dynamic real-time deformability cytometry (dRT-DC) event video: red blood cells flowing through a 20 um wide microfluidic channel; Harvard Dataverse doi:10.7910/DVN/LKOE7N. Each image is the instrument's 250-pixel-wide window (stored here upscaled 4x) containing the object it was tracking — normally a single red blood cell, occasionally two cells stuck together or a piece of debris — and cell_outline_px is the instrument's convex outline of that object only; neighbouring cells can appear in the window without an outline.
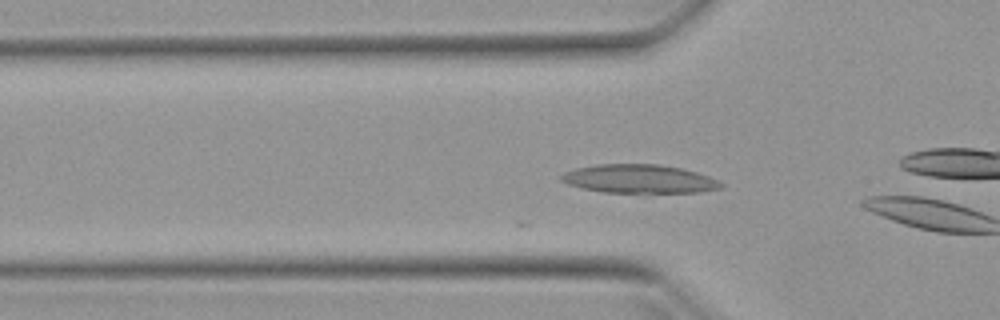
{"species": "Egyptian fruit bat (a non-hibernating species)", "species_latin": "Rousettus aegyptiacus", "temperature_condition": "warm", "stored_images_in_passage": 11, "camera_frame_rate_fps": 3000, "um_per_image_px": 0.085, "animal": {"sex": "female"}, "frame": {"image": 1, "passage_image": 2, "time_ms": 0.333, "image_size_px": [1000, 320], "cell_outline_px": [[724, 184], [720, 188], [700, 192], [604, 192], [584, 188], [568, 184], [560, 180], [560, 176], [564, 172], [576, 168], [596, 164], [656, 164], [680, 168], [696, 172], [708, 176]], "centroid_in_image_um": [54.3, 15.2], "position_along_channel_um": 71.5, "area_um2": 26.3}}
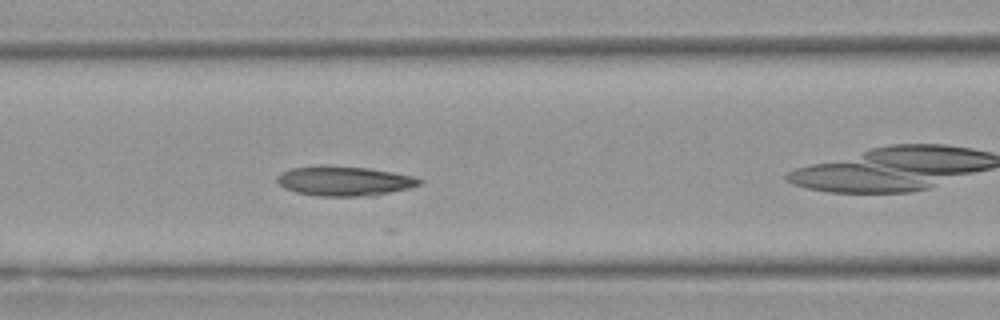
{"frame": {"image": 2, "passage_image": 7, "time_ms": 2.0, "image_size_px": [1000, 320], "cell_outline_px": [[424, 180], [420, 184], [408, 188], [376, 196], [316, 196], [296, 192], [284, 188], [276, 180], [276, 176], [280, 172], [292, 168], [368, 168], [392, 172], [412, 176]], "centroid_in_image_um": [29.29, 15.43], "position_along_channel_um": 137.3, "area_um2": 23.81}}
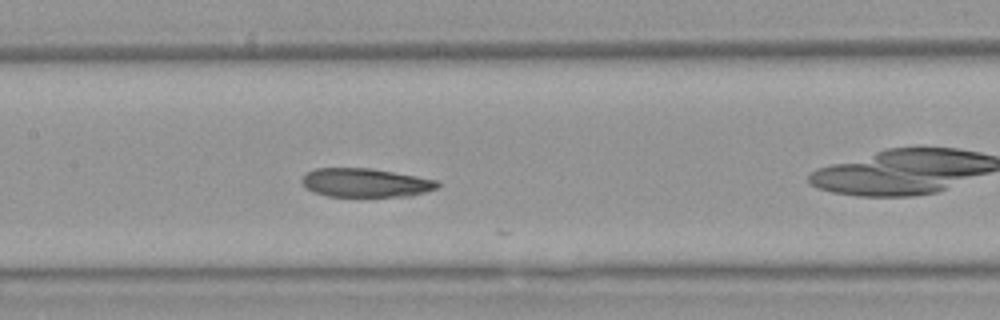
{"frame": {"image": 3, "passage_image": 10, "time_ms": 3.0, "image_size_px": [1000, 320], "cell_outline_px": [[440, 184], [436, 188], [412, 196], [328, 196], [312, 192], [300, 180], [308, 172], [316, 168], [372, 168], [416, 176], [436, 180]], "centroid_in_image_um": [31.06, 15.53], "position_along_channel_um": 176.3, "area_um2": 22.54}}